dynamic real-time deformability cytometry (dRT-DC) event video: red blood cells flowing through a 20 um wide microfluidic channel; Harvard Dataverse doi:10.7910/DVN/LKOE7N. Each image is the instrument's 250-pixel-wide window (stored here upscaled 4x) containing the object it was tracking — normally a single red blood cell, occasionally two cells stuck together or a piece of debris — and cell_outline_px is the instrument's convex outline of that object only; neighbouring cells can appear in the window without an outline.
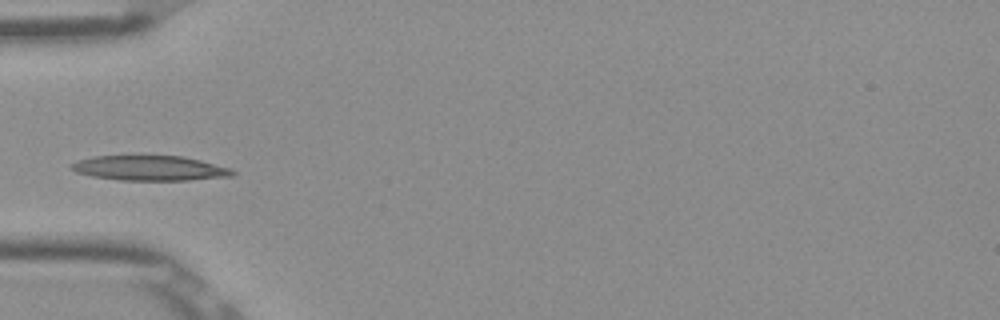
{"species": "Egyptian fruit bat (a non-hibernating species)", "species_latin": "Rousettus aegyptiacus", "temperature_condition": "room temperature", "stored_images_in_passage": 36, "camera_frame_rate_fps": 3000, "um_per_image_px": 0.085, "frame": {"image": 1, "passage_image": 1, "time_ms": 0.0, "image_size_px": [1000, 320], "cell_outline_px": [[236, 172], [232, 176], [188, 180], [120, 180], [92, 176], [76, 172], [68, 168], [76, 160], [92, 156], [180, 156], [200, 160], [232, 168]], "centroid_in_image_um": [12.72, 14.29], "position_along_channel_um": 72.3, "area_um2": 23.41}}
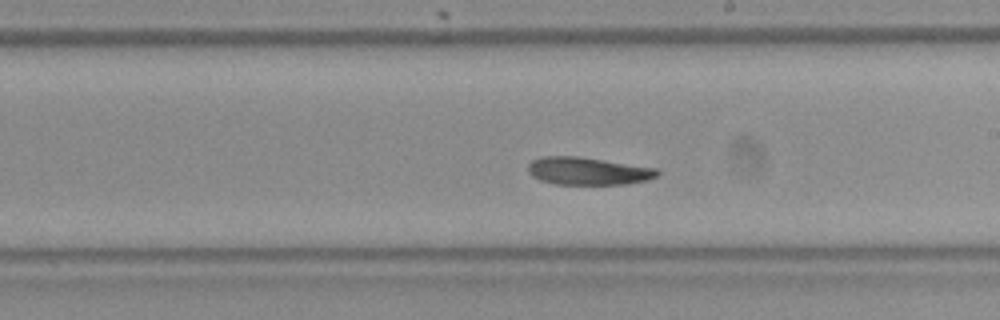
{"frame": {"image": 2, "passage_image": 14, "time_ms": 4.333, "image_size_px": [1000, 320], "cell_outline_px": [[660, 172], [656, 176], [648, 180], [628, 184], [556, 184], [540, 180], [532, 176], [528, 172], [528, 164], [532, 160], [540, 156], [580, 156], [656, 168]], "centroid_in_image_um": [49.96, 14.53], "position_along_channel_um": 239.0, "area_um2": 20.92}}
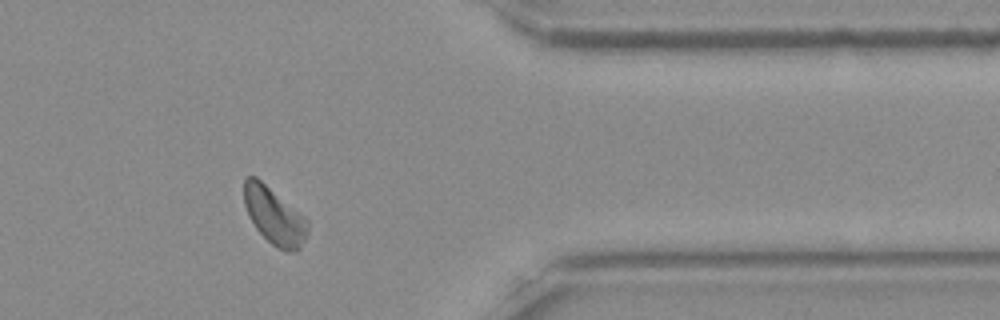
{"frame": {"image": 3, "passage_image": 27, "time_ms": 8.667, "image_size_px": [1000, 320], "cell_outline_px": [[308, 232], [300, 248], [296, 252], [284, 252], [272, 244], [256, 228], [248, 216], [244, 204], [244, 180], [248, 176], [256, 176], [300, 212], [308, 220]], "centroid_in_image_um": [23.32, 18.36], "position_along_channel_um": 388.1, "area_um2": 21.15}, "authors_computed_cell_mechanics": {"area_um2": 21.097, "velocity_mm_per_s": 3.8396, "shape_relaxation_time_tau1_ms": 10.4673, "shape_relaxation_time_tau2_ms": null, "deformation_change_tau1": 0.2127, "deformation_change_tau2": null}}